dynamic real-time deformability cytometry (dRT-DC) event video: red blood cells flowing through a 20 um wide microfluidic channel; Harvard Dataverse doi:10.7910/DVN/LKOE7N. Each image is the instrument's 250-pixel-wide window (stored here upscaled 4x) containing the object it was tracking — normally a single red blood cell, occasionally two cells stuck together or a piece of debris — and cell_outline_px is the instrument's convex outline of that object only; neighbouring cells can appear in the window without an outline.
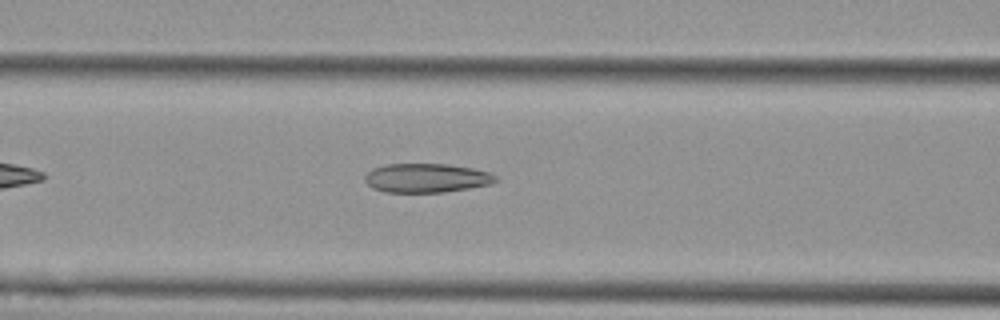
{"species": "Egyptian fruit bat (a non-hibernating species)", "species_latin": "Rousettus aegyptiacus", "temperature_condition": "cold", "stored_images_in_passage": 41, "camera_frame_rate_fps": 3000, "um_per_image_px": 0.085, "animal": {"sex": "female"}, "frame": {"image": 1, "passage_image": 10, "time_ms": 3.0, "image_size_px": [1000, 320], "cell_outline_px": [[500, 180], [488, 184], [468, 188], [444, 192], [384, 192], [372, 188], [364, 180], [364, 176], [372, 168], [388, 164], [448, 164], [472, 168], [488, 172], [496, 176]], "centroid_in_image_um": [36.22, 15.13], "position_along_channel_um": 130.4, "area_um2": 22.08}}
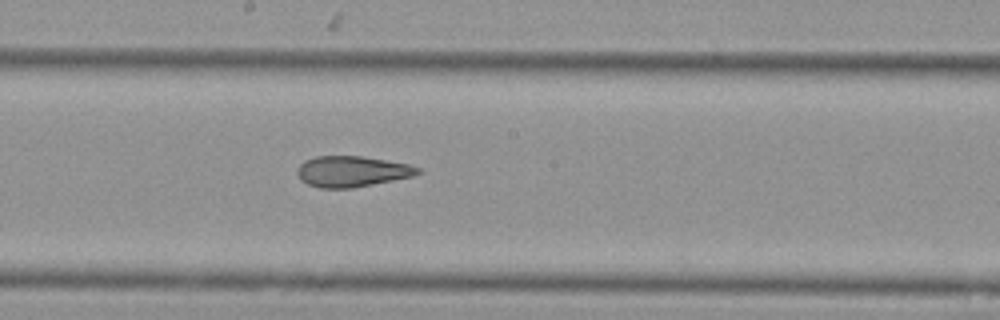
{"frame": {"image": 2, "passage_image": 17, "time_ms": 5.333, "image_size_px": [1000, 320], "cell_outline_px": [[424, 172], [412, 176], [352, 188], [320, 188], [308, 184], [300, 180], [296, 172], [296, 168], [304, 160], [316, 156], [360, 156], [408, 164], [420, 168]], "centroid_in_image_um": [29.88, 14.57], "position_along_channel_um": 218.3, "area_um2": 21.62}}
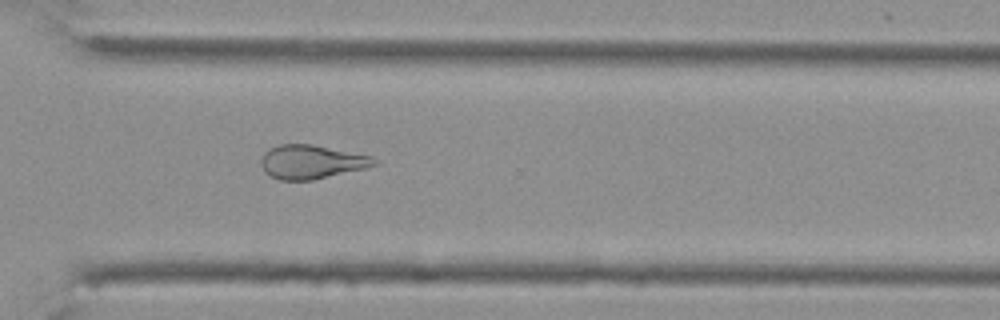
{"frame": {"image": 3, "passage_image": 27, "time_ms": 8.667, "image_size_px": [1000, 320], "cell_outline_px": [[376, 164], [364, 168], [312, 180], [280, 180], [264, 172], [260, 164], [260, 160], [264, 152], [268, 148], [280, 144], [312, 144], [372, 156], [376, 160]], "centroid_in_image_um": [26.41, 13.75], "position_along_channel_um": 344.2, "area_um2": 22.2}, "authors_computed_cell_mechanics": {"area_um2": 22.8888, "velocity_mm_per_s": 3.7761, "shape_relaxation_time_tau1_ms": null, "shape_relaxation_time_tau2_ms": 3.0598, "deformation_change_tau1": null, "deformation_change_tau2": 0.1189}}